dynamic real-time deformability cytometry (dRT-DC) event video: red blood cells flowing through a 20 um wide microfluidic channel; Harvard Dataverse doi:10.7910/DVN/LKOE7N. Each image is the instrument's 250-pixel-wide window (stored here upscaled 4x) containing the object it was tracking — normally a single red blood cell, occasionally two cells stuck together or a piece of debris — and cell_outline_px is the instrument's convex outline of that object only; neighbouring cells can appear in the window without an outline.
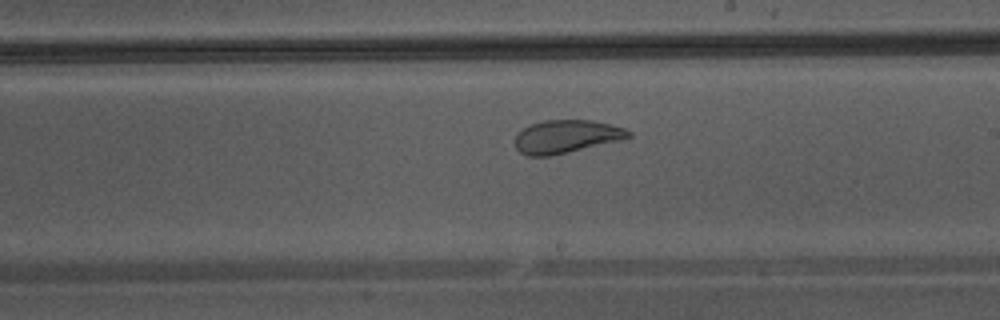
{"species": "Egyptian fruit bat (a non-hibernating species)", "species_latin": "Rousettus aegyptiacus", "temperature_condition": "warm", "stored_images_in_passage": 33, "camera_frame_rate_fps": 3000, "um_per_image_px": 0.085, "animal": {"sex": "male"}, "frame": {"image": 1, "passage_image": 15, "time_ms": 4.667, "image_size_px": [1000, 320], "cell_outline_px": [[632, 136], [552, 156], [528, 156], [520, 152], [516, 148], [516, 132], [532, 124], [544, 120], [592, 120], [624, 128], [632, 132]], "centroid_in_image_um": [48.08, 11.6], "position_along_channel_um": 240.9, "area_um2": 21.5}}